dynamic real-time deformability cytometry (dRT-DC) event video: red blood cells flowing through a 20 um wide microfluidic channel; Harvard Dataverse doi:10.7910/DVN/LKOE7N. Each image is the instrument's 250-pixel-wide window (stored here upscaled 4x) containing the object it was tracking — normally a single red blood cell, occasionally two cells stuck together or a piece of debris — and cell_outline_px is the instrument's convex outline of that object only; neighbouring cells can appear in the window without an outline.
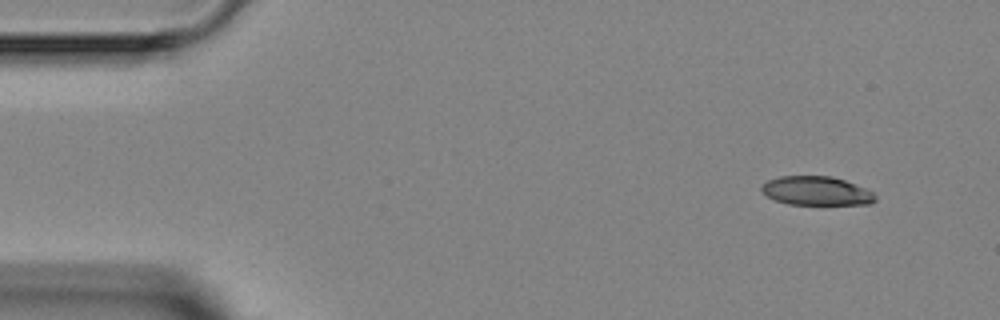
{"species": "Egyptian fruit bat (a non-hibernating species)", "species_latin": "Rousettus aegyptiacus", "temperature_condition": "room temperature", "stored_images_in_passage": 4, "camera_frame_rate_fps": 3000, "um_per_image_px": 0.085, "animal": {"sex": "female"}, "frame": {"image": 1, "passage_image": 1, "time_ms": 0.0, "image_size_px": [1000, 320], "cell_outline_px": [[876, 200], [872, 204], [788, 204], [776, 200], [760, 192], [760, 188], [768, 180], [780, 176], [832, 176], [844, 180], [864, 188], [872, 192], [876, 196]], "centroid_in_image_um": [69.38, 16.22], "position_along_channel_um": 15.6, "area_um2": 19.02}}
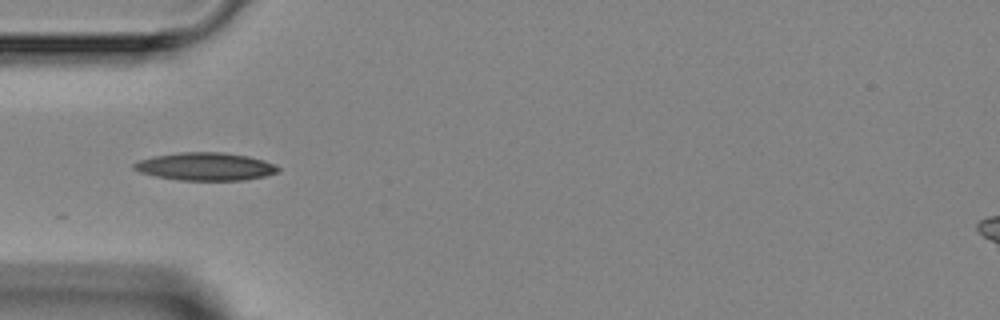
{"frame": {"image": 2, "passage_image": 4, "time_ms": 3.667, "image_size_px": [1000, 320], "cell_outline_px": [[280, 172], [264, 176], [244, 180], [176, 180], [156, 176], [140, 172], [132, 168], [132, 164], [136, 160], [152, 156], [180, 152], [224, 152], [248, 156], [264, 160], [276, 164], [280, 168]], "centroid_in_image_um": [17.45, 14.15], "position_along_channel_um": 67.6, "area_um2": 23.7}}